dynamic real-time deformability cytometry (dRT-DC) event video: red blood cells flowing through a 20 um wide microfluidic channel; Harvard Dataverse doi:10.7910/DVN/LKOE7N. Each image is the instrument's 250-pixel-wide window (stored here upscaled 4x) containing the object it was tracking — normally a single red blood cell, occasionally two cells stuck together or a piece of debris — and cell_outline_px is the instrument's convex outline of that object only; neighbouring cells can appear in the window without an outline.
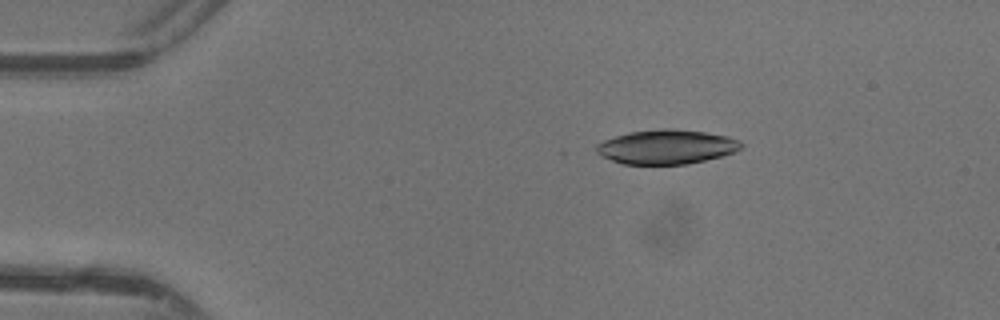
{"species": "common noctule bat (a hibernating species)", "species_latin": "Nyctalus noctula", "temperature_condition": "warm", "stored_images_in_passage": 44, "camera_frame_rate_fps": 3000, "um_per_image_px": 0.085, "animal": {"sex": "female"}, "frame": {"image": 1, "passage_image": 5, "time_ms": 1.333, "image_size_px": [1000, 320], "cell_outline_px": [[744, 144], [736, 152], [704, 160], [684, 164], [624, 164], [612, 160], [596, 152], [596, 144], [604, 140], [628, 132], [664, 128], [672, 128], [704, 132], [728, 136], [740, 140]], "centroid_in_image_um": [56.67, 12.47], "position_along_channel_um": 28.3, "area_um2": 28.84}}
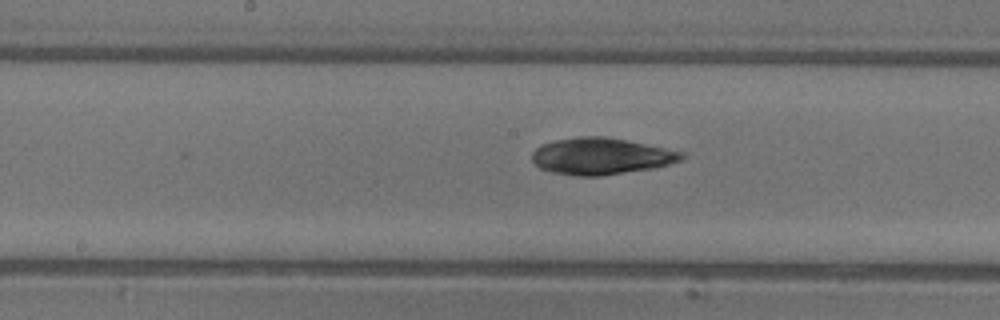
{"frame": {"image": 2, "passage_image": 21, "time_ms": 6.667, "image_size_px": [1000, 320], "cell_outline_px": [[684, 156], [680, 160], [668, 164], [652, 168], [600, 176], [576, 176], [552, 172], [540, 168], [532, 160], [532, 152], [540, 144], [556, 140], [576, 136], [604, 136], [664, 148], [680, 152]], "centroid_in_image_um": [51.0, 13.27], "position_along_channel_um": 197.2, "area_um2": 31.56}}
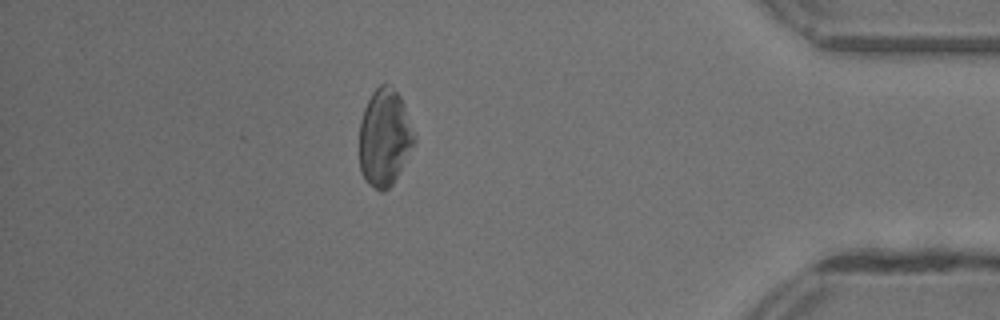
{"frame": {"image": 3, "passage_image": 38, "time_ms": 12.333, "image_size_px": [1000, 320], "cell_outline_px": [[416, 140], [392, 184], [384, 192], [380, 192], [368, 184], [364, 180], [360, 172], [360, 120], [364, 108], [372, 92], [380, 84], [388, 84], [400, 96], [404, 104], [416, 136]], "centroid_in_image_um": [32.67, 11.7], "position_along_channel_um": 402.5, "area_um2": 31.04}}